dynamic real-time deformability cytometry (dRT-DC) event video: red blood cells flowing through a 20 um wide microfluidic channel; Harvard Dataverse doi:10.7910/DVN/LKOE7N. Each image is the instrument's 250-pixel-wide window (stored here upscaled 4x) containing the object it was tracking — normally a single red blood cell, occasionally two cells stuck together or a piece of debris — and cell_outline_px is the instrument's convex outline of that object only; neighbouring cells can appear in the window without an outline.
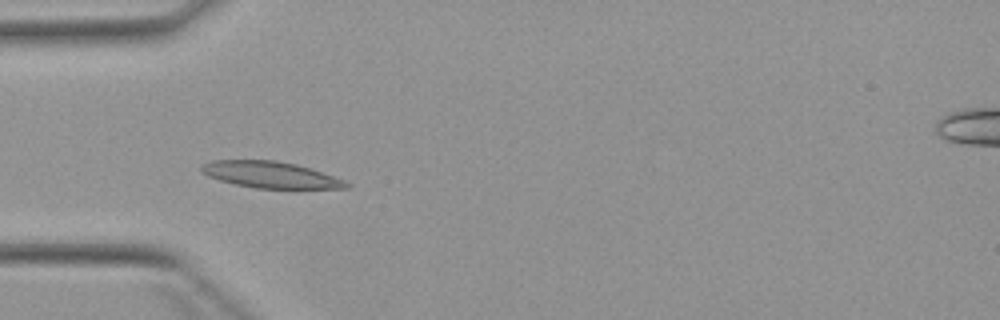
{"species": "Egyptian fruit bat (a non-hibernating species)", "species_latin": "Rousettus aegyptiacus", "temperature_condition": "warm", "stored_images_in_passage": 5, "camera_frame_rate_fps": 3000, "um_per_image_px": 0.085, "animal": {"sex": "female"}, "frame": {"image": 1, "passage_image": 4, "time_ms": 4.333, "image_size_px": [1000, 320], "cell_outline_px": [[352, 188], [256, 188], [236, 184], [220, 180], [208, 176], [200, 172], [200, 168], [204, 164], [212, 160], [276, 160], [296, 164], [344, 180], [352, 184]], "centroid_in_image_um": [22.98, 14.85], "position_along_channel_um": 62.0, "area_um2": 22.08}}
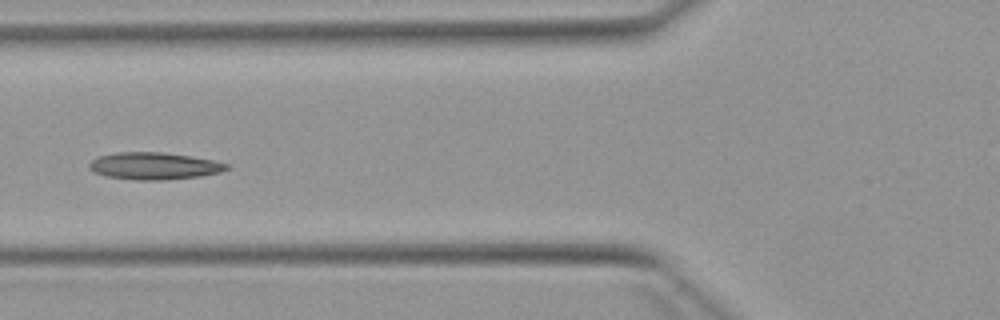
{"frame": {"image": 2, "passage_image": 5, "time_ms": 5.667, "image_size_px": [1000, 320], "cell_outline_px": [[232, 164], [228, 168], [220, 172], [200, 176], [164, 180], [136, 180], [108, 176], [96, 172], [88, 168], [88, 164], [92, 160], [100, 156], [116, 152], [160, 152], [188, 156], [212, 160]], "centroid_in_image_um": [13.11, 14.1], "position_along_channel_um": 112.7, "area_um2": 21.5}}